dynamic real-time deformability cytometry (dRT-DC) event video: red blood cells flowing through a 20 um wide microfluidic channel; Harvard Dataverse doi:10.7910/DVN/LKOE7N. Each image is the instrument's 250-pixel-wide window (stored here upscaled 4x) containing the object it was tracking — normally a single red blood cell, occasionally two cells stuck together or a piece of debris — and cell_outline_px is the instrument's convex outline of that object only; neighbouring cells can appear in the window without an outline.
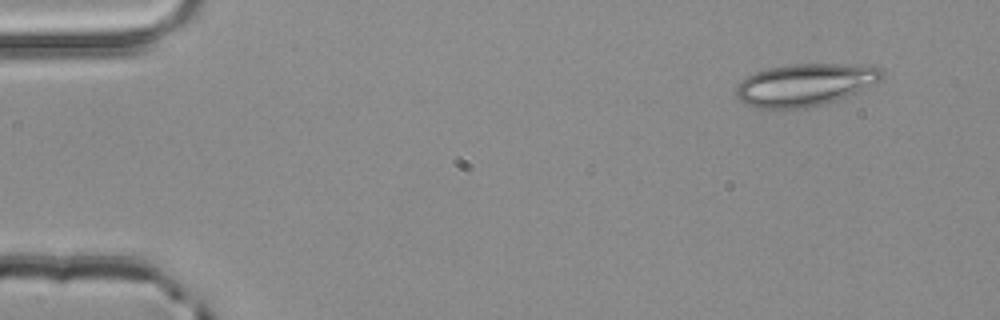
{"species": "common noctule bat (a hibernating species)", "species_latin": "Nyctalus noctula", "temperature_condition": "room temperature", "stored_images_in_passage": 3, "camera_frame_rate_fps": 3000, "um_per_image_px": 0.085, "animal": {"sex": "male", "body_mass_g": 20.4}, "frame": {"image": 1, "passage_image": 1, "time_ms": 0.0, "image_size_px": [1000, 320], "cell_outline_px": [[884, 76], [880, 80], [860, 92], [824, 104], [804, 108], [752, 108], [740, 100], [736, 96], [736, 88], [740, 80], [756, 72], [768, 68], [788, 64], [860, 64], [880, 68], [884, 72]], "centroid_in_image_um": [68.44, 7.2], "position_along_channel_um": 16.6, "area_um2": 36.24}}